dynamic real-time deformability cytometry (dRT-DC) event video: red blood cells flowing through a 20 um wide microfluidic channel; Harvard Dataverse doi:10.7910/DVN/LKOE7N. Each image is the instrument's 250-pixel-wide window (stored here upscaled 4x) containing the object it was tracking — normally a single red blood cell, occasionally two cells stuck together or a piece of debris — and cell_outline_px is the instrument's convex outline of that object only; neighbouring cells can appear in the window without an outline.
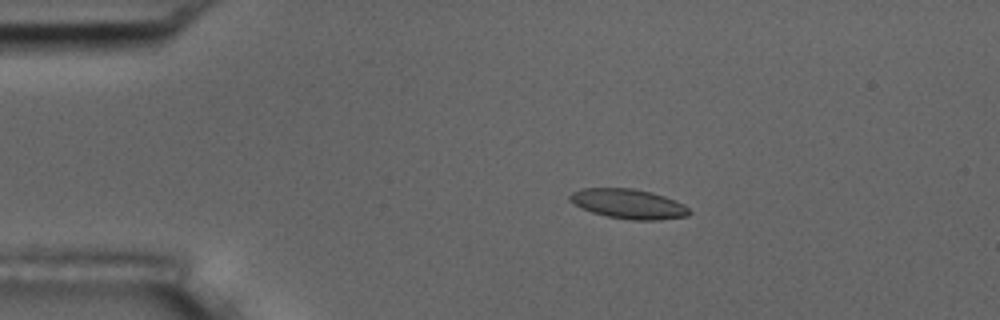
{"species": "common noctule bat (a hibernating species)", "species_latin": "Nyctalus noctula", "temperature_condition": "room temperature", "stored_images_in_passage": 49, "camera_frame_rate_fps": 3000, "um_per_image_px": 0.085, "animal": {"sex": "male", "body_mass_g": 17.5, "forearm_length_mm": 52.3}, "frame": {"image": 1, "passage_image": 4, "time_ms": 1.0, "image_size_px": [1000, 320], "cell_outline_px": [[692, 212], [688, 216], [656, 220], [632, 220], [608, 216], [592, 212], [580, 208], [568, 200], [568, 196], [572, 192], [580, 188], [632, 188], [652, 192], [676, 200], [684, 204]], "centroid_in_image_um": [53.41, 17.32], "position_along_channel_um": 31.6, "area_um2": 20.81}}
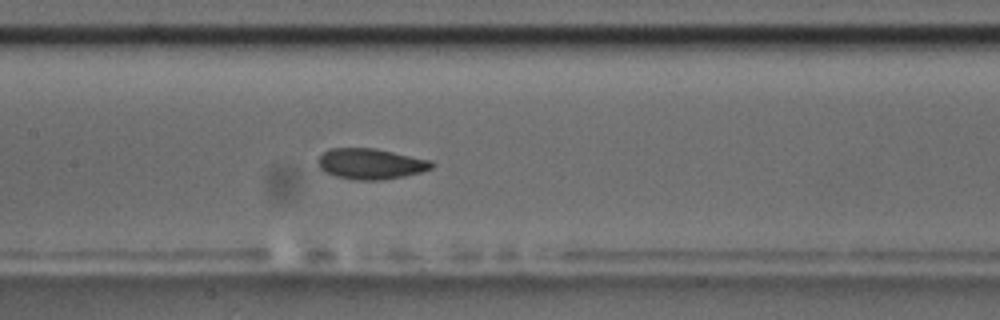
{"frame": {"image": 2, "passage_image": 20, "time_ms": 6.333, "image_size_px": [1000, 320], "cell_outline_px": [[436, 164], [432, 168], [420, 172], [404, 176], [380, 180], [356, 180], [336, 176], [324, 172], [320, 168], [316, 160], [328, 148], [376, 148], [432, 160]], "centroid_in_image_um": [31.51, 13.92], "position_along_channel_um": 175.9, "area_um2": 20.52}}
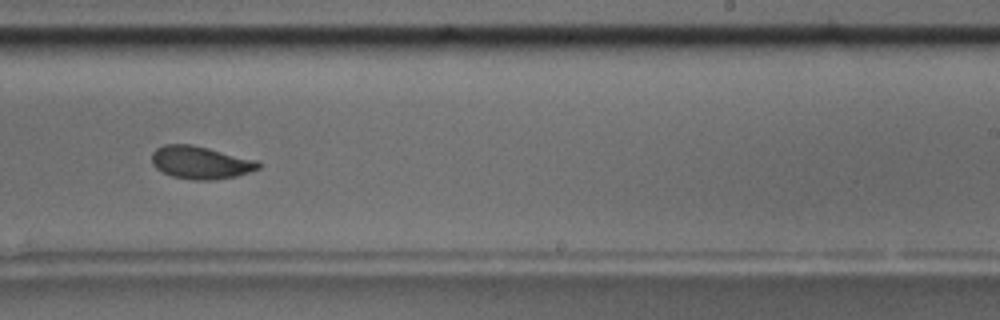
{"frame": {"image": 3, "passage_image": 28, "time_ms": 9.0, "image_size_px": [1000, 320], "cell_outline_px": [[260, 168], [236, 176], [212, 180], [192, 180], [172, 176], [156, 168], [152, 164], [152, 152], [156, 148], [164, 144], [192, 144], [256, 160], [260, 164]], "centroid_in_image_um": [17.01, 13.81], "position_along_channel_um": 272.0, "area_um2": 20.23}, "authors_computed_cell_mechanics": {"area_um2": 20.6924, "velocity_mm_per_s": 3.6206, "shape_relaxation_time_tau1_ms": 6.5315, "shape_relaxation_time_tau2_ms": 2.3382, "deformation_change_tau1": 0.1506, "deformation_change_tau2": 0.0579}}